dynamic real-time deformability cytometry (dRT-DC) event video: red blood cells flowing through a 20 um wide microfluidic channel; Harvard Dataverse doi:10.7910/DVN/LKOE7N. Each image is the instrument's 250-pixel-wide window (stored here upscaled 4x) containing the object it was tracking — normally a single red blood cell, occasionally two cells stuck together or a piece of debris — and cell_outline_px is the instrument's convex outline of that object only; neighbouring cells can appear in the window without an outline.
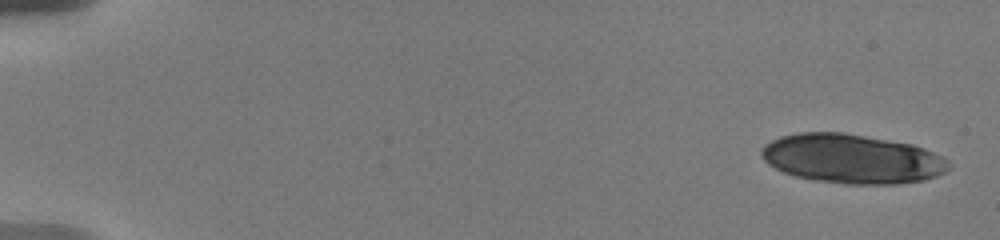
{"species": "human", "species_latin": "Homo sapiens", "temperature_condition": "warm", "stored_images_in_passage": 9, "camera_frame_rate_fps": 3000, "um_per_image_px": 0.085, "donor": {"sex": "male"}, "frame": {"image": 1, "passage_image": 1, "time_ms": 0.0, "image_size_px": [1000, 240], "cell_outline_px": [[948, 168], [944, 172], [936, 176], [924, 180], [896, 184], [844, 184], [816, 180], [796, 176], [784, 172], [768, 164], [760, 156], [760, 148], [764, 144], [780, 136], [800, 132], [844, 132], [912, 144], [924, 148], [948, 160]], "centroid_in_image_um": [72.37, 13.49], "position_along_channel_um": 12.6, "area_um2": 53.75}}
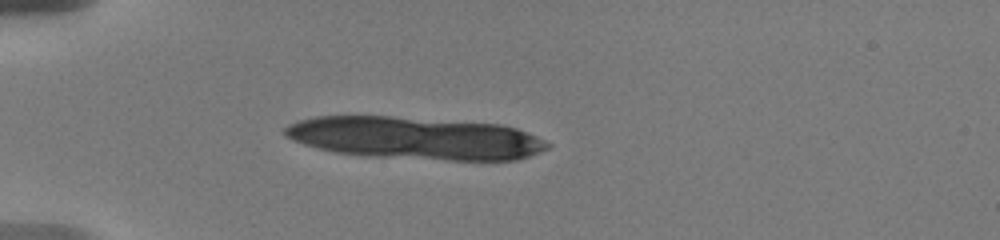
{"frame": {"image": 2, "passage_image": 6, "time_ms": 4.667, "image_size_px": [1000, 240], "cell_outline_px": [[552, 144], [548, 148], [540, 152], [516, 160], [452, 160], [368, 156], [336, 152], [304, 144], [292, 140], [284, 136], [284, 128], [288, 124], [300, 120], [316, 116], [392, 116], [500, 124], [516, 128], [528, 132]], "centroid_in_image_um": [35.31, 11.73], "position_along_channel_um": 49.7, "area_um2": 64.97}}